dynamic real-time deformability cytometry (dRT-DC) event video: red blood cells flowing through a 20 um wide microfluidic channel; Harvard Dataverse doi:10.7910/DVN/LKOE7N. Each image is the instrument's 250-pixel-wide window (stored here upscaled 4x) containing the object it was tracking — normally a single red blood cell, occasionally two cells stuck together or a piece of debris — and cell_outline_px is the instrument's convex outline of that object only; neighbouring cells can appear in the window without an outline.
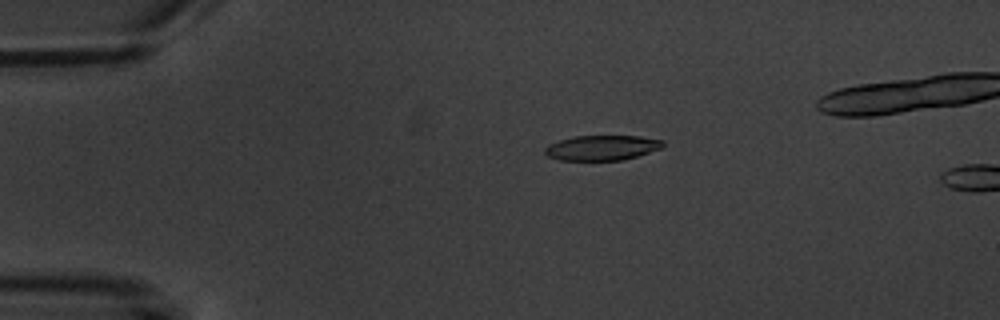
{"species": "common noctule bat (a hibernating species)", "species_latin": "Nyctalus noctula", "temperature_condition": "warm", "stored_images_in_passage": 3, "camera_frame_rate_fps": 3000, "um_per_image_px": 0.085, "animal": {"sex": "male", "body_mass_g": 20.1, "forearm_length_mm": 53.5}, "frame": {"image": 1, "passage_image": 1, "time_ms": 0.0, "image_size_px": [1000, 320], "cell_outline_px": [[664, 144], [660, 148], [636, 156], [620, 160], [560, 160], [548, 156], [544, 152], [544, 148], [548, 144], [560, 140], [576, 136], [640, 136], [664, 140]], "centroid_in_image_um": [51.14, 12.55], "position_along_channel_um": 33.9, "area_um2": 17.05}}